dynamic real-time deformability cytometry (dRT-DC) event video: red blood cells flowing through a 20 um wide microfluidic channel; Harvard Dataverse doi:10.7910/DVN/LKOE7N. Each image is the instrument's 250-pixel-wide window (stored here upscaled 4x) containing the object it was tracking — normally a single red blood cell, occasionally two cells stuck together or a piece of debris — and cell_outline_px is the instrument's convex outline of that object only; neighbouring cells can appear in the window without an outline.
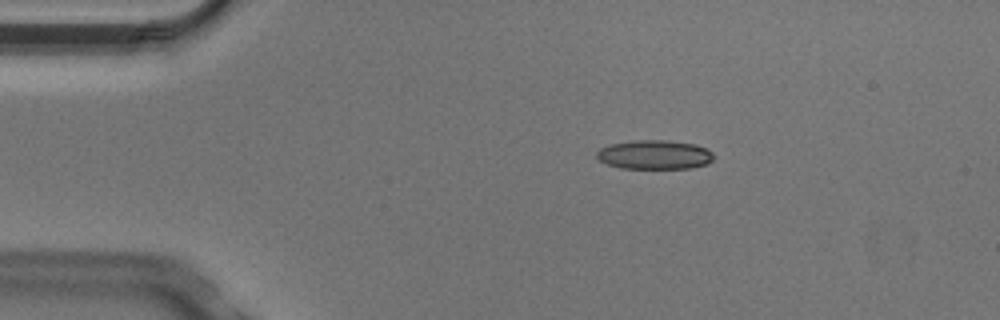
{"species": "Egyptian fruit bat (a non-hibernating species)", "species_latin": "Rousettus aegyptiacus", "temperature_condition": "cold", "stored_images_in_passage": 4, "camera_frame_rate_fps": 3000, "um_per_image_px": 0.085, "animal": {"sex": "male"}, "frame": {"image": 1, "passage_image": 3, "time_ms": 0.667, "image_size_px": [1000, 320], "cell_outline_px": [[716, 156], [708, 164], [692, 168], [620, 168], [608, 164], [600, 160], [596, 156], [596, 152], [600, 148], [612, 144], [636, 140], [668, 140], [696, 144], [708, 148]], "centroid_in_image_um": [55.7, 13.14], "position_along_channel_um": 29.3, "area_um2": 20.0}}